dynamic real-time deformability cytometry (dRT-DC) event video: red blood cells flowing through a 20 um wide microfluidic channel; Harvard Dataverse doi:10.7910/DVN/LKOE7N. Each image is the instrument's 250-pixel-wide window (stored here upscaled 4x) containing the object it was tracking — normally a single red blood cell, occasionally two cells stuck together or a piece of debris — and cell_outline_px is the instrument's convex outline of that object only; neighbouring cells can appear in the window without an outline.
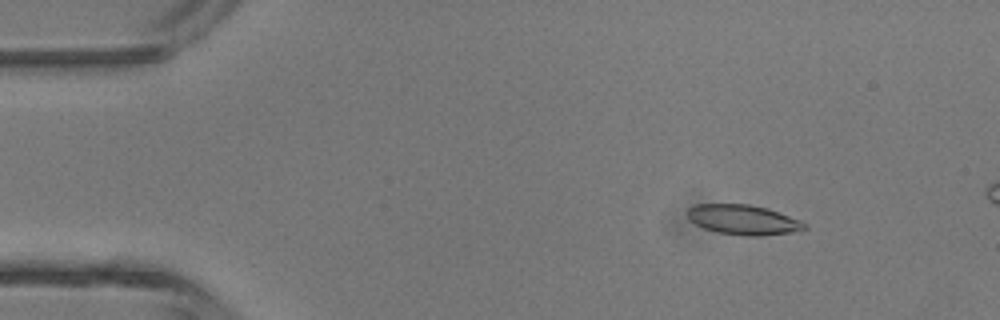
{"species": "common noctule bat (a hibernating species)", "species_latin": "Nyctalus noctula", "temperature_condition": "room temperature", "stored_images_in_passage": 3, "camera_frame_rate_fps": 3000, "um_per_image_px": 0.085, "animal": {"sex": "male", "body_mass_g": 13.3}, "frame": {"image": 1, "passage_image": 1, "time_ms": 0.0, "image_size_px": [1000, 320], "cell_outline_px": [[808, 228], [792, 232], [760, 236], [744, 236], [716, 232], [704, 228], [688, 220], [684, 212], [688, 208], [696, 204], [748, 204], [768, 208], [800, 220], [808, 224]], "centroid_in_image_um": [63.14, 18.68], "position_along_channel_um": 21.9, "area_um2": 20.69}}